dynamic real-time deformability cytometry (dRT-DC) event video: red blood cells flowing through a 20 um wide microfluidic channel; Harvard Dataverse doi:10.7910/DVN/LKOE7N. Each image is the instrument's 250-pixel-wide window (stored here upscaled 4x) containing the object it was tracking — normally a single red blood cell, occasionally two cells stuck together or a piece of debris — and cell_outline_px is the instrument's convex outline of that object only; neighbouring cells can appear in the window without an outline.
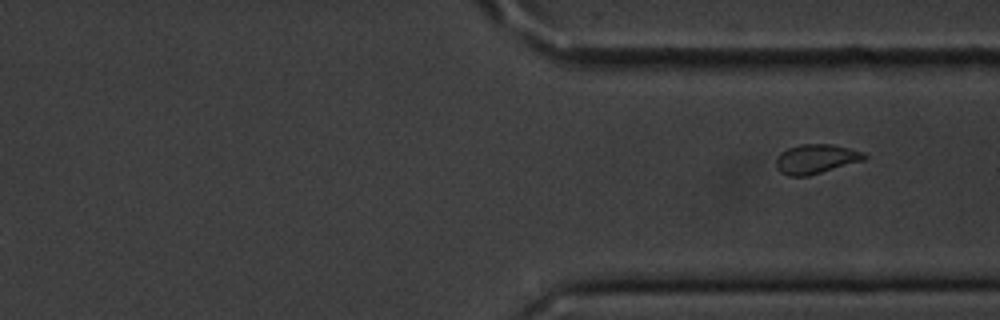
{"species": "common noctule bat (a hibernating species)", "species_latin": "Nyctalus noctula", "temperature_condition": "cold", "stored_images_in_passage": 12, "segment_of_instrument_passage": [2, 2], "camera_frame_rate_fps": 3000, "um_per_image_px": 0.085, "animal": {"sex": "male", "body_mass_g": 20.1, "forearm_length_mm": 53.5}, "frame": {"image": 1, "passage_image": 12, "time_ms": 3.667, "image_size_px": [1000, 320], "cell_outline_px": [[868, 156], [864, 160], [808, 176], [788, 176], [780, 172], [776, 168], [776, 156], [780, 152], [788, 148], [800, 144], [832, 144], [864, 152]], "centroid_in_image_um": [69.33, 13.51], "position_along_channel_um": 342.1, "area_um2": 15.2}}